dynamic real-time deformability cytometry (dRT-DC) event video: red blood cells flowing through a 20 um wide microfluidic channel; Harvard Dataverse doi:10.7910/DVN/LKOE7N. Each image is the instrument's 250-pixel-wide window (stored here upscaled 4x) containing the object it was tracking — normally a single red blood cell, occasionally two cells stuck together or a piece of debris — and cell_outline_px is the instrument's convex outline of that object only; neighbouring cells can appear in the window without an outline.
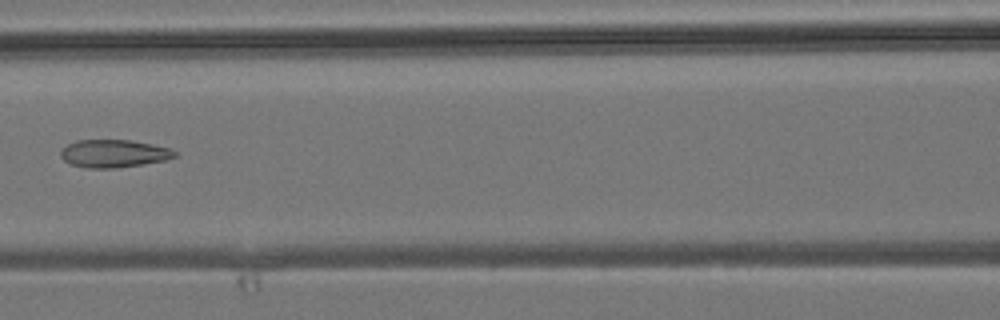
{"species": "common noctule bat (a hibernating species)", "species_latin": "Nyctalus noctula", "temperature_condition": "room temperature", "stored_images_in_passage": 4, "camera_frame_rate_fps": 3000, "um_per_image_px": 0.085, "animal": {"sex": "male", "body_mass_g": 19.2, "forearm_length_mm": 51.8}, "frame": {"image": 1, "passage_image": 4, "time_ms": 3.333, "image_size_px": [1000, 320], "cell_outline_px": [[176, 156], [164, 160], [116, 168], [88, 168], [72, 164], [64, 160], [60, 156], [60, 148], [76, 140], [128, 140], [152, 144], [172, 148], [176, 152]], "centroid_in_image_um": [9.64, 13.04], "position_along_channel_um": 157.0, "area_um2": 18.38}}